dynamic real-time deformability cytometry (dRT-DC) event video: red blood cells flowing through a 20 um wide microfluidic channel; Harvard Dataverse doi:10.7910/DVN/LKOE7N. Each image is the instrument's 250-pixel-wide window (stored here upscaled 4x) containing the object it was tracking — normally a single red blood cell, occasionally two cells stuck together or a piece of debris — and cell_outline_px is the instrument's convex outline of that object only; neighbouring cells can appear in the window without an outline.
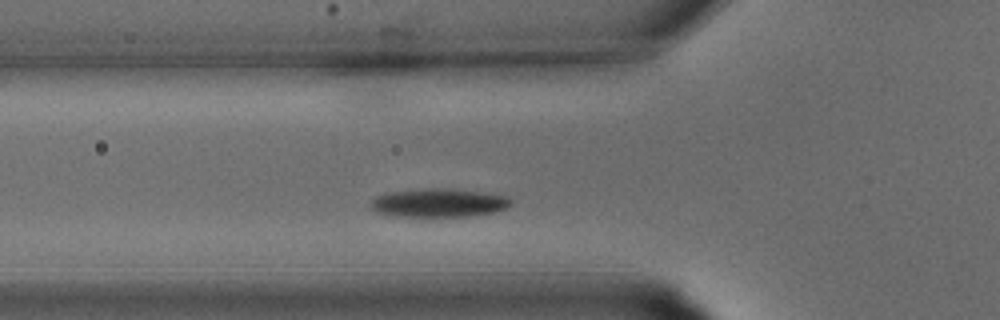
{"species": "common noctule bat (a hibernating species)", "species_latin": "Nyctalus noctula", "temperature_condition": "warm", "stored_images_in_passage": 20, "camera_frame_rate_fps": 3000, "um_per_image_px": 0.085, "animal": {"sex": "male", "body_mass_g": 15.6}, "frame": {"image": 1, "passage_image": 4, "time_ms": 1.0, "image_size_px": [1000, 320], "cell_outline_px": [[512, 204], [508, 208], [496, 212], [472, 216], [392, 216], [376, 212], [368, 208], [368, 204], [376, 196], [388, 192], [420, 188], [452, 188], [484, 192], [508, 196], [512, 200]], "centroid_in_image_um": [37.29, 17.23], "position_along_channel_um": 88.5, "area_um2": 23.93}}
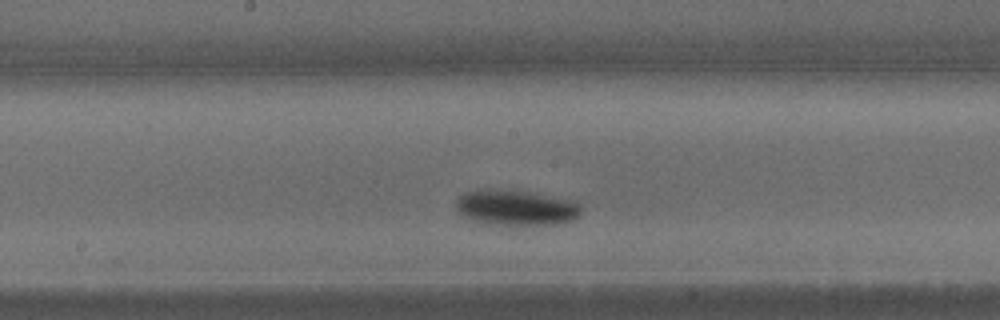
{"frame": {"image": 2, "passage_image": 10, "time_ms": 3.0, "image_size_px": [1000, 320], "cell_outline_px": [[580, 216], [564, 224], [480, 224], [464, 216], [456, 208], [456, 200], [464, 192], [520, 192], [576, 200], [580, 204]], "centroid_in_image_um": [43.93, 17.71], "position_along_channel_um": 204.3, "area_um2": 24.91}}
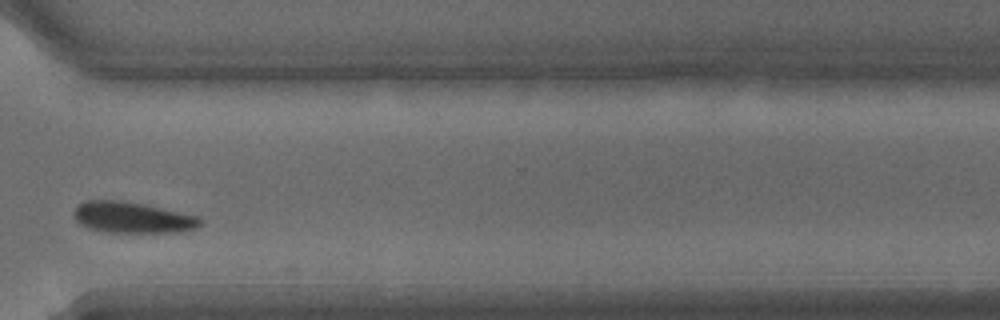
{"frame": {"image": 3, "passage_image": 18, "time_ms": 5.667, "image_size_px": [1000, 320], "cell_outline_px": [[200, 224], [196, 228], [184, 232], [104, 232], [88, 228], [80, 224], [76, 220], [76, 208], [84, 200], [116, 200], [140, 204], [200, 216]], "centroid_in_image_um": [11.27, 18.5], "position_along_channel_um": 359.3, "area_um2": 22.54}}